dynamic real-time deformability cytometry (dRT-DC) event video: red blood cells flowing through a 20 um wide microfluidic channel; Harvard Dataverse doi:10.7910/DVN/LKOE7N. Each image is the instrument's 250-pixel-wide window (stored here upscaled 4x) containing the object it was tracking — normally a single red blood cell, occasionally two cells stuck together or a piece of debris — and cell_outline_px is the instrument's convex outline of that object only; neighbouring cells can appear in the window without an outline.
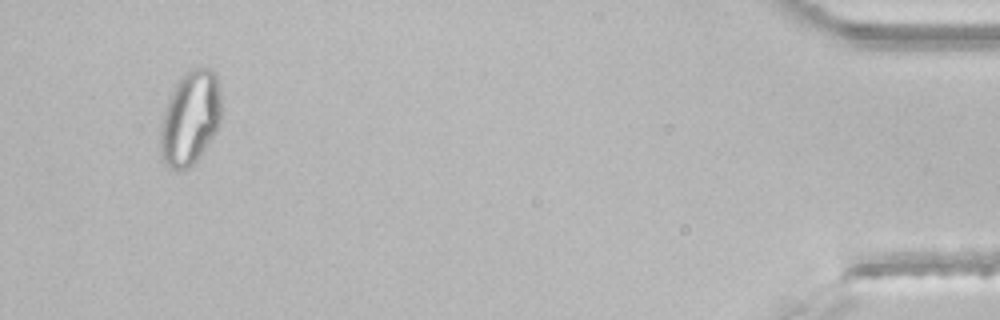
{"species": "common noctule bat (a hibernating species)", "species_latin": "Nyctalus noctula", "temperature_condition": "room temperature", "stored_images_in_passage": 37, "segment_of_instrument_passage": [2, 2], "camera_frame_rate_fps": 3000, "um_per_image_px": 0.085, "animal": {"sex": "male", "body_mass_g": 21.5, "forearm_length_mm": 52.0}, "frame": {"image": 1, "passage_image": 35, "time_ms": 11.333, "image_size_px": [1000, 320], "cell_outline_px": [[220, 124], [216, 132], [200, 156], [184, 172], [172, 168], [164, 160], [160, 152], [160, 132], [164, 112], [168, 100], [176, 84], [184, 72], [188, 68], [208, 68], [216, 72], [220, 92]], "centroid_in_image_um": [16.18, 10.02], "position_along_channel_um": 419.0, "area_um2": 33.35}}